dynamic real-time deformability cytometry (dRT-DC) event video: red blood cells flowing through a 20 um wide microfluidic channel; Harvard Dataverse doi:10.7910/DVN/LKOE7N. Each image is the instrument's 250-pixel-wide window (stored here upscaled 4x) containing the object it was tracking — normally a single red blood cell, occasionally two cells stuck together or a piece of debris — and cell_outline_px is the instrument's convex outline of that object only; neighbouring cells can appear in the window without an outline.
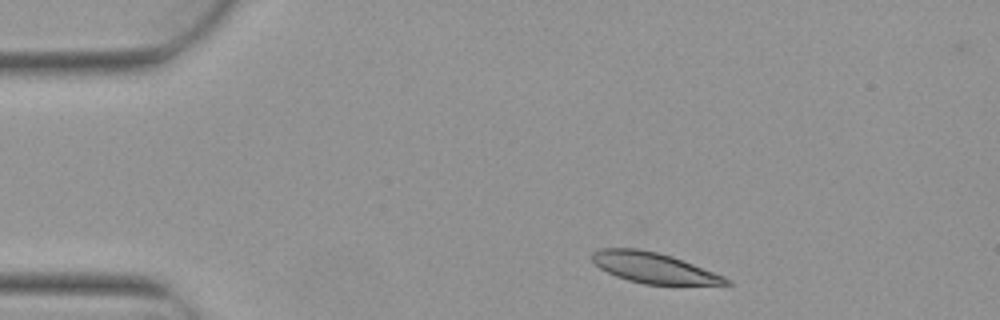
{"species": "Egyptian fruit bat (a non-hibernating species)", "species_latin": "Rousettus aegyptiacus", "temperature_condition": "warm", "stored_images_in_passage": 6, "camera_frame_rate_fps": 3000, "um_per_image_px": 0.085, "animal": {"sex": "female"}, "frame": {"image": 1, "passage_image": 1, "time_ms": 0.0, "image_size_px": [1000, 320], "cell_outline_px": [[732, 284], [644, 284], [628, 280], [616, 276], [600, 268], [592, 260], [592, 252], [600, 248], [640, 248], [672, 256], [724, 276], [732, 280]], "centroid_in_image_um": [55.54, 22.75], "position_along_channel_um": 29.5, "area_um2": 23.58}}
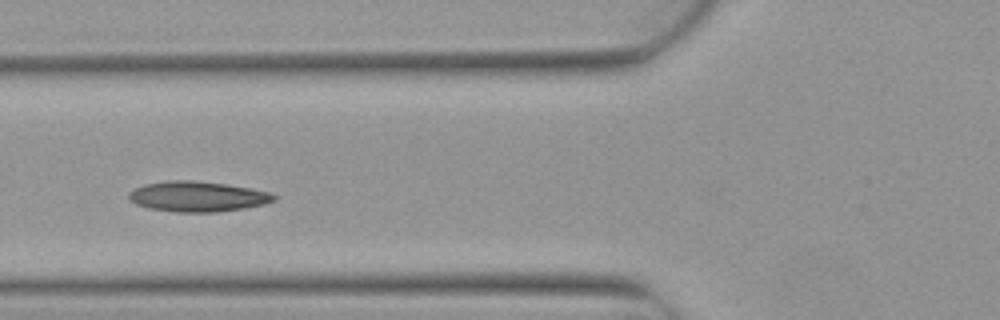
{"frame": {"image": 2, "passage_image": 4, "time_ms": 1.0, "image_size_px": [1000, 320], "cell_outline_px": [[276, 200], [264, 204], [244, 208], [216, 212], [176, 212], [148, 208], [136, 204], [128, 200], [128, 192], [144, 184], [168, 180], [192, 180], [224, 184], [248, 188], [268, 192], [276, 196]], "centroid_in_image_um": [16.74, 16.71], "position_along_channel_um": 109.1, "area_um2": 25.55}}
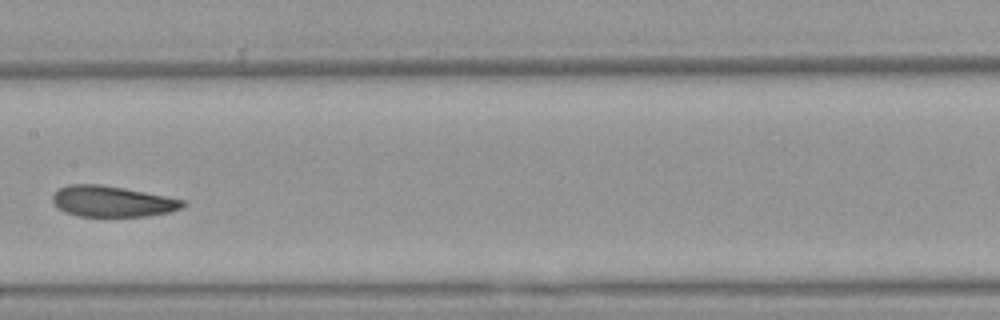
{"frame": {"image": 3, "passage_image": 6, "time_ms": 1.667, "image_size_px": [1000, 320], "cell_outline_px": [[184, 204], [180, 208], [168, 212], [148, 216], [76, 216], [64, 212], [52, 200], [52, 196], [60, 188], [68, 184], [100, 184], [164, 196], [184, 200]], "centroid_in_image_um": [9.49, 17.12], "position_along_channel_um": 197.9, "area_um2": 23.0}}